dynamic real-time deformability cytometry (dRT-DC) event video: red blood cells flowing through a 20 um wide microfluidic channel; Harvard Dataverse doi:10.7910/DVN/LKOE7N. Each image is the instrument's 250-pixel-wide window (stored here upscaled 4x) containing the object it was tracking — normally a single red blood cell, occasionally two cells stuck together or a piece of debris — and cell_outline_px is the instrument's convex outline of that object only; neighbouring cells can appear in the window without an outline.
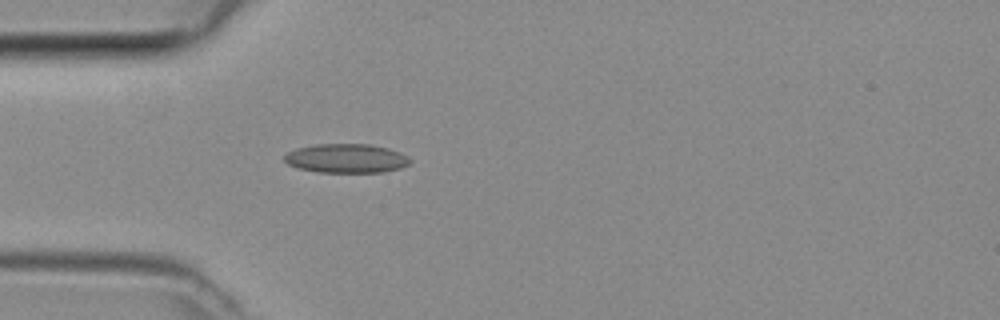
{"species": "common noctule bat (a hibernating species)", "species_latin": "Nyctalus noctula", "temperature_condition": "room temperature", "stored_images_in_passage": 42, "camera_frame_rate_fps": 3000, "um_per_image_px": 0.085, "animal": {"sex": "female", "body_mass_g": 29.2, "forearm_length_mm": 56.3}, "frame": {"image": 1, "passage_image": 9, "time_ms": 2.667, "image_size_px": [1000, 320], "cell_outline_px": [[412, 160], [408, 164], [400, 168], [384, 172], [320, 172], [300, 168], [288, 164], [284, 160], [284, 156], [288, 152], [296, 148], [316, 144], [368, 144], [388, 148], [400, 152], [408, 156]], "centroid_in_image_um": [29.46, 13.45], "position_along_channel_um": 55.5, "area_um2": 21.21}}
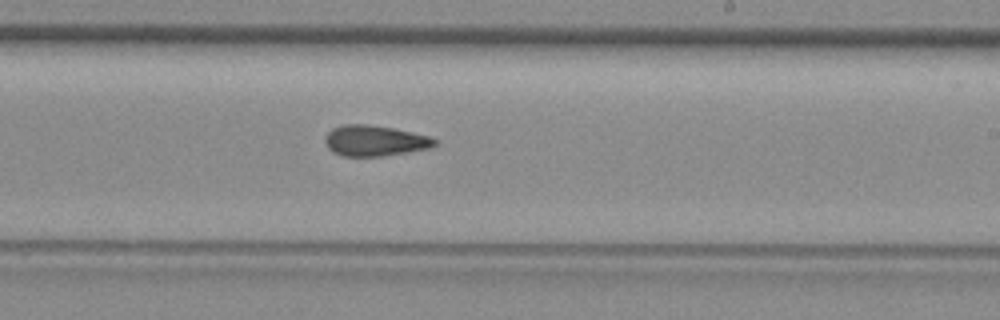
{"frame": {"image": 2, "passage_image": 23, "time_ms": 7.333, "image_size_px": [1000, 320], "cell_outline_px": [[440, 144], [432, 148], [384, 156], [344, 156], [332, 152], [328, 148], [324, 140], [324, 136], [332, 128], [340, 124], [368, 124], [396, 128], [432, 136]], "centroid_in_image_um": [31.9, 11.95], "position_along_channel_um": 257.1, "area_um2": 20.17}}
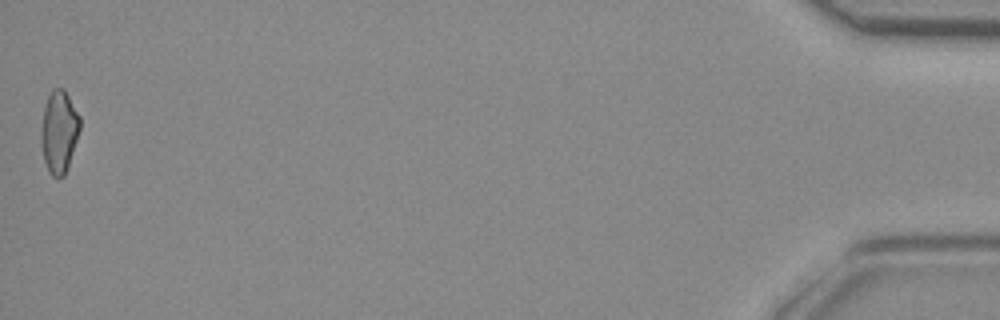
{"frame": {"image": 3, "passage_image": 42, "time_ms": 13.667, "image_size_px": [1000, 320], "cell_outline_px": [[80, 128], [64, 176], [52, 176], [48, 172], [44, 160], [40, 144], [40, 132], [44, 108], [48, 96], [52, 88], [64, 88], [80, 116]], "centroid_in_image_um": [4.99, 11.16], "position_along_channel_um": 430.2, "area_um2": 18.55}}